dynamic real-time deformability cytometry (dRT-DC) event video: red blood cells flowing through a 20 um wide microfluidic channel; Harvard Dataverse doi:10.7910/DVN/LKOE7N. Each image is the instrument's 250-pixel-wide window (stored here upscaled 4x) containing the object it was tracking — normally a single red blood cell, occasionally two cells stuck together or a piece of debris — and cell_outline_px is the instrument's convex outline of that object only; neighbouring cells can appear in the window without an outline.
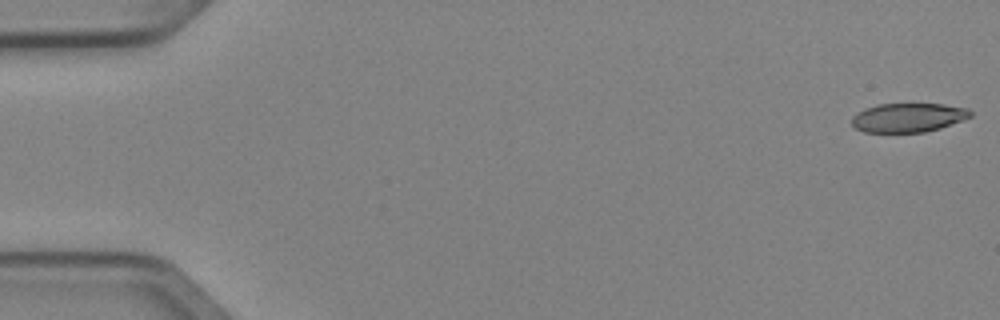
{"species": "Egyptian fruit bat (a non-hibernating species)", "species_latin": "Rousettus aegyptiacus", "temperature_condition": "cold", "stored_images_in_passage": 50, "camera_frame_rate_fps": 3000, "um_per_image_px": 0.085, "animal": {"sex": "female"}, "frame": {"image": 1, "passage_image": 1, "time_ms": 0.0, "image_size_px": [1000, 320], "cell_outline_px": [[972, 116], [940, 128], [924, 132], [864, 132], [856, 128], [852, 124], [852, 116], [856, 112], [864, 108], [876, 104], [944, 104], [968, 108], [972, 112]], "centroid_in_image_um": [77.17, 9.98], "position_along_channel_um": 7.8, "area_um2": 20.11}}
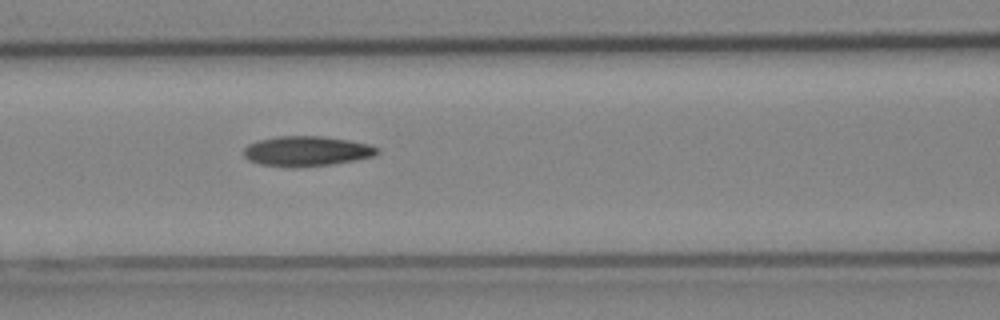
{"frame": {"image": 2, "passage_image": 22, "time_ms": 7.0, "image_size_px": [1000, 320], "cell_outline_px": [[380, 152], [372, 156], [356, 160], [332, 164], [260, 164], [248, 160], [244, 156], [244, 148], [248, 144], [256, 140], [276, 136], [324, 136], [348, 140], [368, 144], [380, 148]], "centroid_in_image_um": [26.09, 12.79], "position_along_channel_um": 140.5, "area_um2": 22.54}}
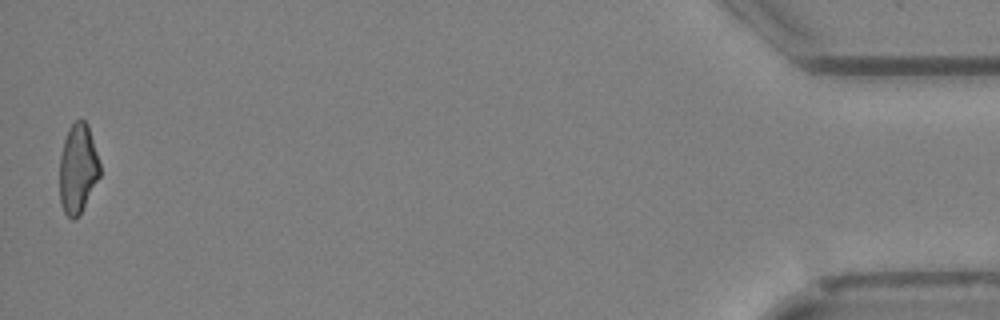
{"frame": {"image": 3, "passage_image": 50, "time_ms": 16.333, "image_size_px": [1000, 320], "cell_outline_px": [[100, 176], [80, 212], [72, 220], [64, 212], [60, 204], [60, 156], [64, 140], [68, 128], [76, 120], [84, 120], [88, 124], [100, 164]], "centroid_in_image_um": [6.61, 14.31], "position_along_channel_um": 428.6, "area_um2": 20.75}, "authors_computed_cell_mechanics": {"area_um2": 22.3108, "velocity_mm_per_s": 4.0689, "shape_relaxation_time_tau1_ms": 10.7122, "shape_relaxation_time_tau2_ms": 8.9367, "deformation_change_tau1": 0.2352, "deformation_change_tau2": 0.2132}}